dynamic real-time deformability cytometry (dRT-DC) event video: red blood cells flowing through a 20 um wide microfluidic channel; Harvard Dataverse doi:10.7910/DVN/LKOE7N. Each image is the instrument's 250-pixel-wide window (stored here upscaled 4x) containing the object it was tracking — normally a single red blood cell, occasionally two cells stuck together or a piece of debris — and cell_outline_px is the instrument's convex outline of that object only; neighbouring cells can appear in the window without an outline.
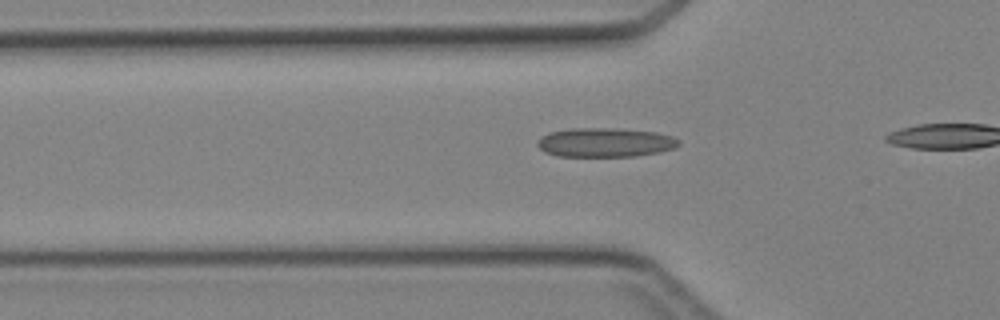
{"species": "Egyptian fruit bat (a non-hibernating species)", "species_latin": "Rousettus aegyptiacus", "temperature_condition": "cold", "stored_images_in_passage": 33, "camera_frame_rate_fps": 3000, "um_per_image_px": 0.085, "animal": {"sex": "female"}, "frame": {"image": 1, "passage_image": 12, "time_ms": 3.667, "image_size_px": [1000, 320], "cell_outline_px": [[680, 144], [676, 148], [660, 152], [636, 156], [556, 156], [544, 152], [536, 144], [536, 140], [540, 136], [548, 132], [568, 128], [616, 128], [656, 132], [672, 136], [680, 140]], "centroid_in_image_um": [51.41, 12.1], "position_along_channel_um": 74.4, "area_um2": 24.39}}
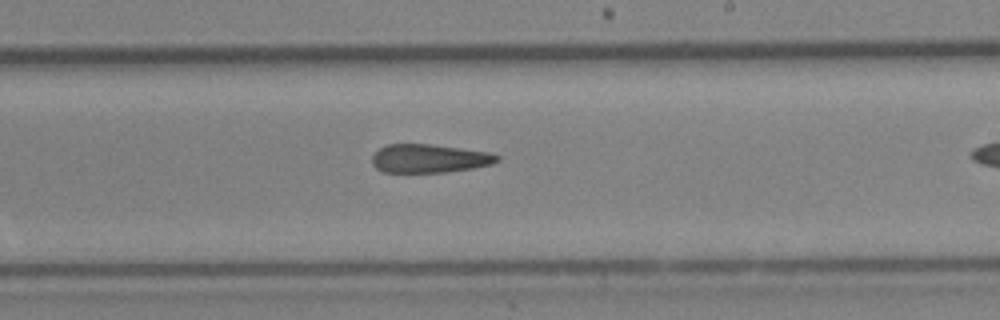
{"frame": {"image": 2, "passage_image": 24, "time_ms": 7.667, "image_size_px": [1000, 320], "cell_outline_px": [[500, 160], [492, 164], [472, 168], [444, 172], [384, 172], [376, 168], [372, 164], [372, 156], [380, 148], [388, 144], [428, 144], [492, 152], [500, 156]], "centroid_in_image_um": [36.51, 13.47], "position_along_channel_um": 252.5, "area_um2": 20.75}}
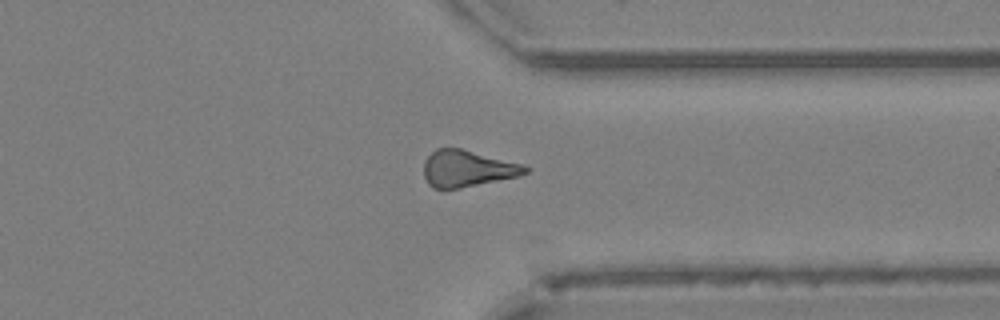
{"frame": {"image": 3, "passage_image": 32, "time_ms": 10.333, "image_size_px": [1000, 320], "cell_outline_px": [[532, 168], [528, 172], [520, 176], [460, 188], [432, 188], [428, 184], [424, 176], [424, 160], [436, 148], [460, 148], [524, 164]], "centroid_in_image_um": [39.75, 14.32], "position_along_channel_um": 371.6, "area_um2": 21.73}}